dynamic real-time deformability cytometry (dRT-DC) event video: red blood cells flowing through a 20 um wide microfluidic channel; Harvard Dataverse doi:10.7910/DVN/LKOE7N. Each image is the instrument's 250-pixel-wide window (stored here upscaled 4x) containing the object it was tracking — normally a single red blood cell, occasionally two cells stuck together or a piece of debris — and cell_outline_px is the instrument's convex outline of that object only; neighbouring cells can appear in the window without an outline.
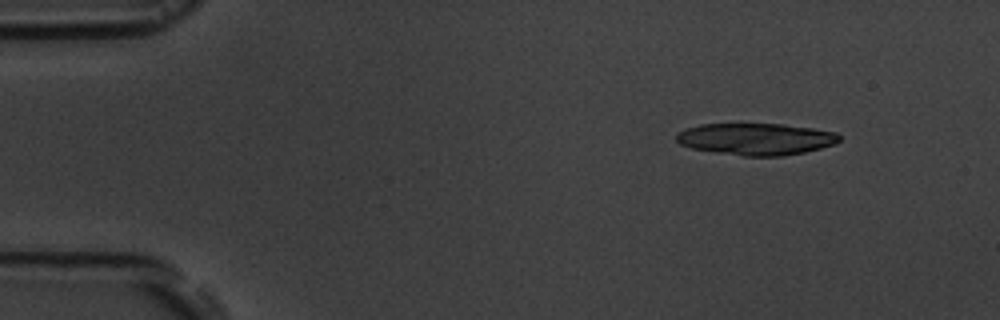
{"species": "common noctule bat (a hibernating species)", "species_latin": "Nyctalus noctula", "temperature_condition": "room temperature", "stored_images_in_passage": 5, "camera_frame_rate_fps": 3000, "um_per_image_px": 0.085, "animal": {"sex": "male", "body_mass_g": 19.5, "forearm_length_mm": 54.6}, "frame": {"image": 1, "passage_image": 2, "time_ms": 1.333, "image_size_px": [1000, 320], "cell_outline_px": [[840, 140], [836, 144], [804, 152], [784, 156], [744, 156], [692, 148], [680, 144], [676, 140], [676, 136], [680, 132], [688, 128], [700, 124], [784, 124], [812, 128], [836, 132], [840, 136]], "centroid_in_image_um": [64.3, 11.82], "position_along_channel_um": 20.7, "area_um2": 30.06}}
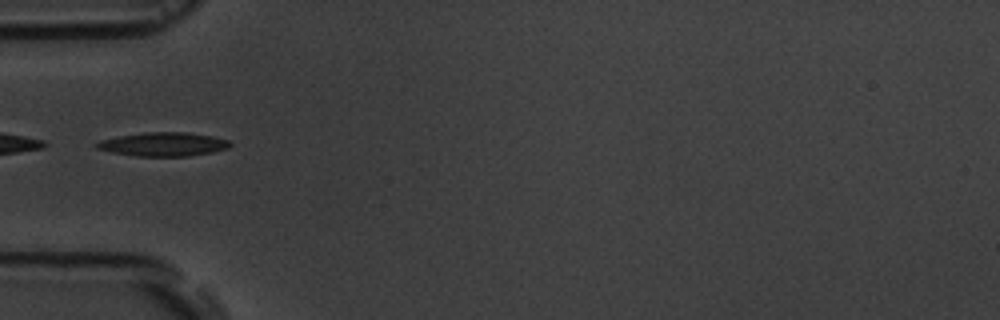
{"frame": {"image": 2, "passage_image": 5, "time_ms": 5.333, "image_size_px": [1000, 320], "cell_outline_px": [[232, 144], [228, 148], [212, 152], [188, 156], [136, 156], [112, 152], [96, 148], [92, 144], [100, 140], [120, 136], [148, 132], [184, 132], [212, 136], [228, 140]], "centroid_in_image_um": [13.87, 12.26], "position_along_channel_um": 71.1, "area_um2": 18.38}}